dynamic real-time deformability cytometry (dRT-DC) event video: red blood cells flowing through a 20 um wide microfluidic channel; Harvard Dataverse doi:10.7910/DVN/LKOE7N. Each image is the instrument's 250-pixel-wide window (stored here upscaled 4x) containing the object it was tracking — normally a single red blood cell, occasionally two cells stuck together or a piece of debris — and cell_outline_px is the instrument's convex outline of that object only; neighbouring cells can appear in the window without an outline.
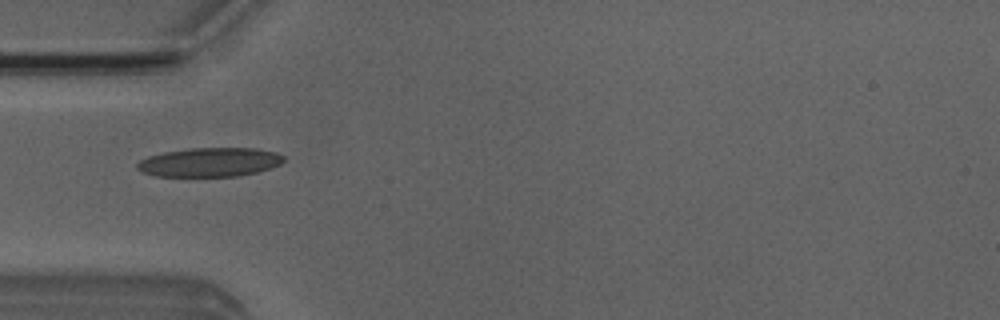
{"species": "Egyptian fruit bat (a non-hibernating species)", "species_latin": "Rousettus aegyptiacus", "temperature_condition": "room temperature", "stored_images_in_passage": 6, "camera_frame_rate_fps": 3000, "um_per_image_px": 0.085, "animal": {"sex": "male"}, "frame": {"image": 1, "passage_image": 5, "time_ms": 4.667, "image_size_px": [1000, 320], "cell_outline_px": [[284, 160], [280, 164], [256, 172], [236, 176], [156, 176], [144, 172], [136, 168], [136, 164], [140, 160], [148, 156], [164, 152], [188, 148], [256, 148], [276, 152], [284, 156]], "centroid_in_image_um": [17.81, 13.78], "position_along_channel_um": 67.2, "area_um2": 24.68}}